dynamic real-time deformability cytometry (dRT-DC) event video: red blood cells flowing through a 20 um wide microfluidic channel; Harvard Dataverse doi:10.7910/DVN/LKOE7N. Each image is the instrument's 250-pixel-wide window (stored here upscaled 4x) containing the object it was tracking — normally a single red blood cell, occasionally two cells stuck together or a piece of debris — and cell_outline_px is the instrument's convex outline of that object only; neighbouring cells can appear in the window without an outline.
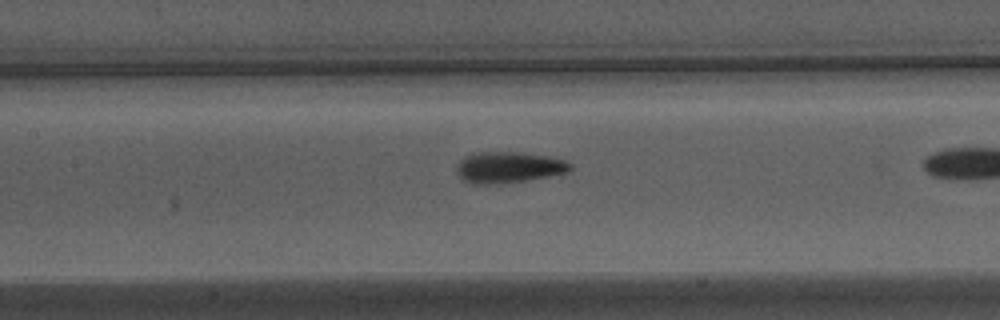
{"species": "Egyptian fruit bat (a non-hibernating species)", "species_latin": "Rousettus aegyptiacus", "temperature_condition": "warm", "stored_images_in_passage": 36, "camera_frame_rate_fps": 3000, "um_per_image_px": 0.085, "animal": {"sex": "male"}, "frame": {"image": 1, "passage_image": 19, "time_ms": 6.0, "image_size_px": [1000, 320], "cell_outline_px": [[572, 168], [568, 172], [548, 176], [524, 180], [488, 184], [472, 184], [464, 180], [456, 172], [456, 164], [464, 156], [472, 152], [524, 152], [548, 156], [564, 160], [572, 164]], "centroid_in_image_um": [43.2, 14.2], "position_along_channel_um": 164.2, "area_um2": 20.63}}
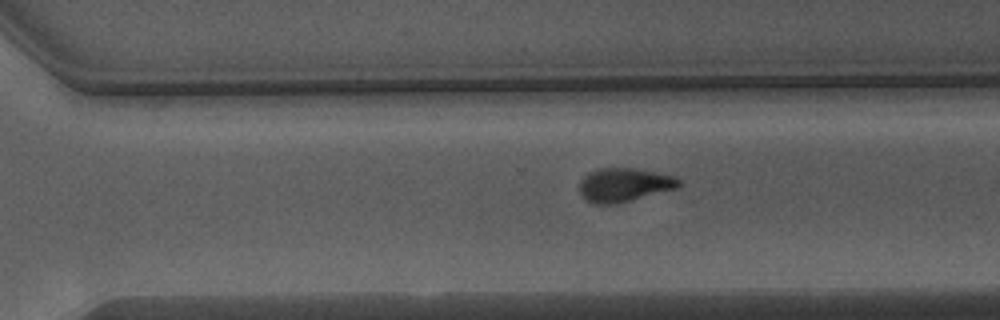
{"frame": {"image": 2, "passage_image": 31, "time_ms": 10.0, "image_size_px": [1000, 320], "cell_outline_px": [[680, 184], [676, 188], [612, 204], [592, 204], [580, 192], [580, 180], [588, 172], [600, 168], [632, 168], [672, 176], [680, 180]], "centroid_in_image_um": [52.99, 15.7], "position_along_channel_um": 317.6, "area_um2": 18.9}}
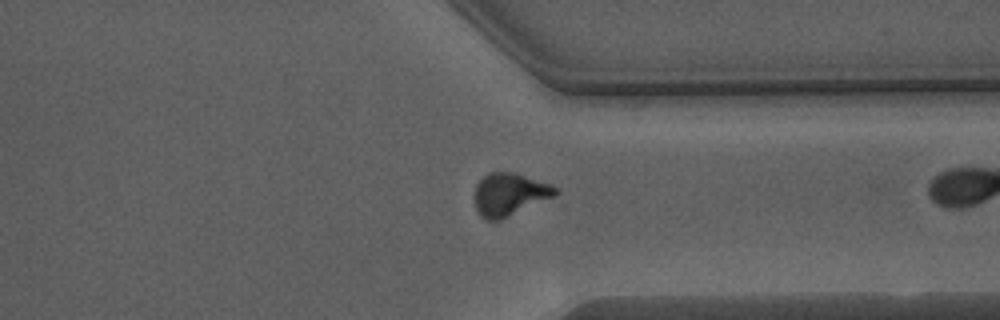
{"frame": {"image": 3, "passage_image": 35, "time_ms": 11.333, "image_size_px": [1000, 320], "cell_outline_px": [[556, 196], [500, 220], [484, 220], [480, 216], [476, 208], [476, 184], [488, 172], [516, 172], [552, 184], [556, 188]], "centroid_in_image_um": [43.32, 16.51], "position_along_channel_um": 368.1, "area_um2": 20.11}}